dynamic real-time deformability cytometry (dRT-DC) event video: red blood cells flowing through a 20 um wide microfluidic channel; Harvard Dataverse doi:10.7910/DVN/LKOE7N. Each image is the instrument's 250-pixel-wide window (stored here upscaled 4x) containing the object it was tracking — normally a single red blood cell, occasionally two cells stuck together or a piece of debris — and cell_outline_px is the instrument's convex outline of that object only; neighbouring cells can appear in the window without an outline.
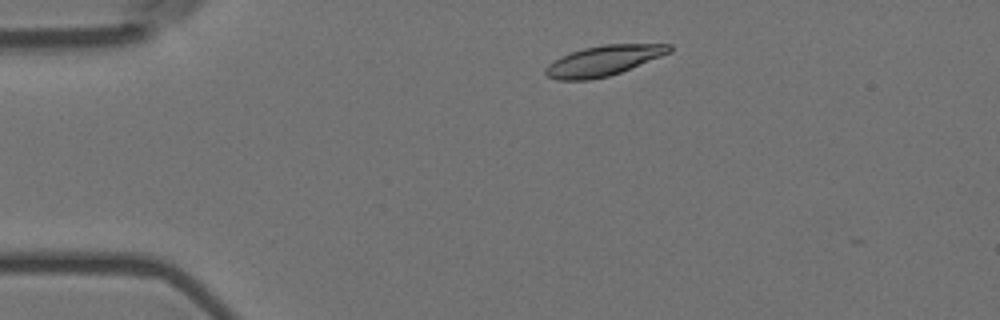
{"species": "Egyptian fruit bat (a non-hibernating species)", "species_latin": "Rousettus aegyptiacus", "temperature_condition": "room temperature", "stored_images_in_passage": 5, "camera_frame_rate_fps": 3000, "um_per_image_px": 0.085, "animal": {"sex": "female"}, "frame": {"image": 1, "passage_image": 1, "time_ms": 0.0, "image_size_px": [1000, 320], "cell_outline_px": [[672, 52], [620, 72], [608, 76], [588, 80], [556, 80], [548, 76], [544, 72], [544, 68], [552, 60], [560, 56], [584, 48], [604, 44], [672, 44]], "centroid_in_image_um": [51.27, 5.15], "position_along_channel_um": 33.7, "area_um2": 21.79}}